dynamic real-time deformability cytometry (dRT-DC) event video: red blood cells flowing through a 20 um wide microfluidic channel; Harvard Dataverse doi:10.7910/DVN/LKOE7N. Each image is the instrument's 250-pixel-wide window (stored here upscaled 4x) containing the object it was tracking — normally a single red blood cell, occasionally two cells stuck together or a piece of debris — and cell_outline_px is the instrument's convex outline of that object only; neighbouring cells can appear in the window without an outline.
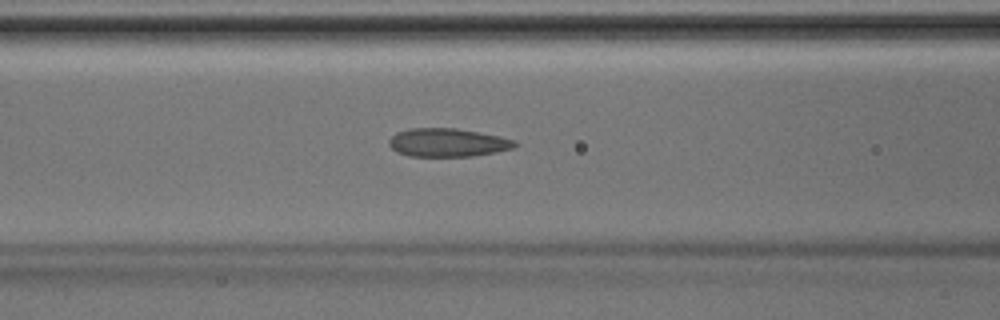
{"species": "Egyptian fruit bat (a non-hibernating species)", "species_latin": "Rousettus aegyptiacus", "temperature_condition": "room temperature", "stored_images_in_passage": 44, "camera_frame_rate_fps": 3000, "um_per_image_px": 0.085, "animal": {"sex": "male"}, "frame": {"image": 1, "passage_image": 18, "time_ms": 5.667, "image_size_px": [1000, 320], "cell_outline_px": [[520, 144], [512, 148], [496, 152], [472, 156], [408, 156], [396, 152], [388, 144], [388, 140], [396, 132], [408, 128], [456, 128], [516, 140]], "centroid_in_image_um": [38.01, 12.12], "position_along_channel_um": 128.6, "area_um2": 20.81}}
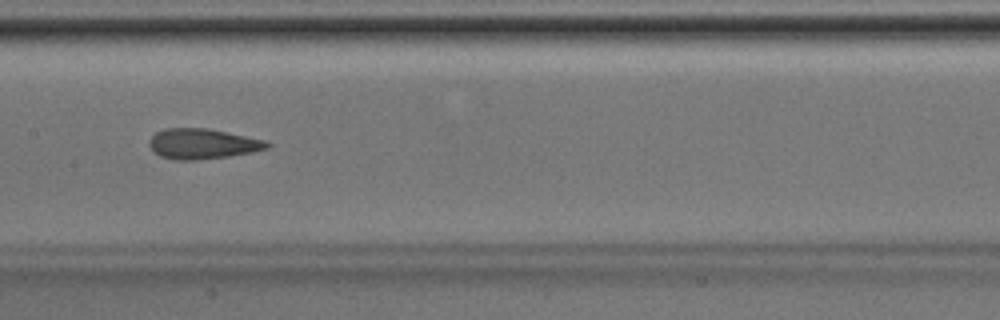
{"frame": {"image": 2, "passage_image": 22, "time_ms": 7.0, "image_size_px": [1000, 320], "cell_outline_px": [[272, 144], [268, 148], [252, 152], [228, 156], [200, 160], [172, 160], [160, 156], [148, 144], [148, 140], [156, 132], [164, 128], [208, 128], [268, 140]], "centroid_in_image_um": [17.24, 12.22], "position_along_channel_um": 190.2, "area_um2": 21.04}}
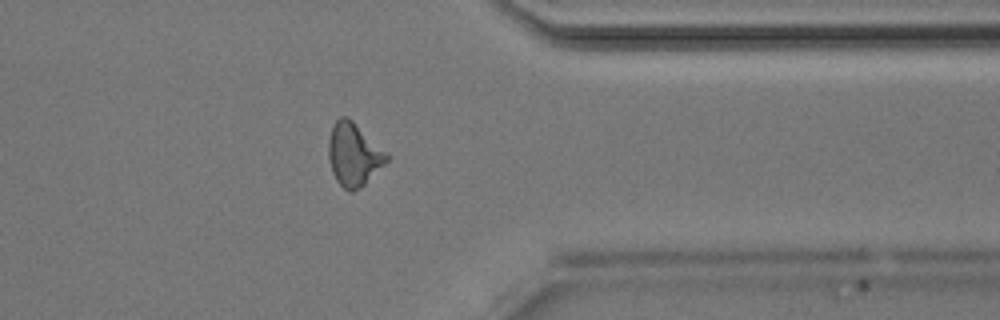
{"frame": {"image": 3, "passage_image": 35, "time_ms": 11.333, "image_size_px": [1000, 320], "cell_outline_px": [[392, 156], [364, 184], [352, 192], [348, 192], [336, 180], [332, 172], [328, 156], [328, 140], [332, 124], [340, 116], [348, 116], [388, 152]], "centroid_in_image_um": [30.06, 13.1], "position_along_channel_um": 381.3, "area_um2": 21.56}}